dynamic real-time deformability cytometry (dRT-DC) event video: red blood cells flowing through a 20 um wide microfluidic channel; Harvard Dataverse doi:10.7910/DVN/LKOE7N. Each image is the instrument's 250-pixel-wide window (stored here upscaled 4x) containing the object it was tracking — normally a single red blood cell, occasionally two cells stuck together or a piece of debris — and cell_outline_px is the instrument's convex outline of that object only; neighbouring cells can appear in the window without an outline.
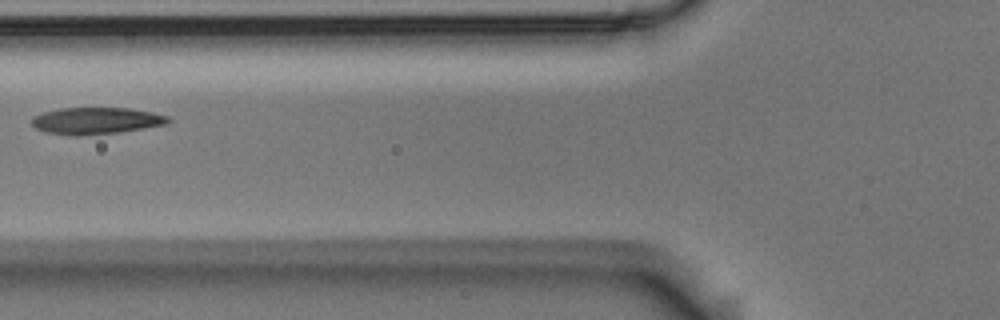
{"species": "Egyptian fruit bat (a non-hibernating species)", "species_latin": "Rousettus aegyptiacus", "temperature_condition": "room temperature", "stored_images_in_passage": 5, "camera_frame_rate_fps": 3000, "um_per_image_px": 0.085, "animal": {"sex": "male"}, "frame": {"image": 1, "passage_image": 4, "time_ms": 1.0, "image_size_px": [1000, 320], "cell_outline_px": [[172, 120], [164, 124], [120, 132], [80, 136], [72, 136], [44, 132], [36, 128], [32, 124], [32, 116], [44, 112], [60, 108], [128, 108], [152, 112], [168, 116]], "centroid_in_image_um": [8.13, 10.27], "position_along_channel_um": 117.7, "area_um2": 21.27}}
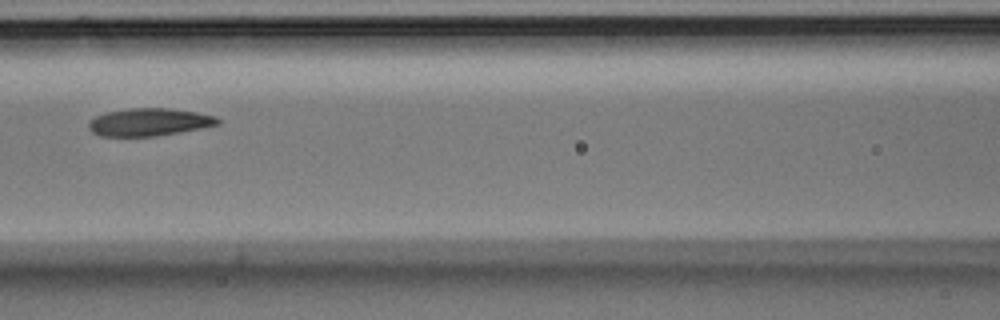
{"frame": {"image": 2, "passage_image": 5, "time_ms": 1.333, "image_size_px": [1000, 320], "cell_outline_px": [[220, 124], [200, 128], [156, 136], [100, 136], [92, 132], [88, 128], [88, 120], [96, 116], [108, 112], [128, 108], [168, 108], [196, 112], [216, 116], [220, 120]], "centroid_in_image_um": [12.65, 10.37], "position_along_channel_um": 153.9, "area_um2": 20.75}}